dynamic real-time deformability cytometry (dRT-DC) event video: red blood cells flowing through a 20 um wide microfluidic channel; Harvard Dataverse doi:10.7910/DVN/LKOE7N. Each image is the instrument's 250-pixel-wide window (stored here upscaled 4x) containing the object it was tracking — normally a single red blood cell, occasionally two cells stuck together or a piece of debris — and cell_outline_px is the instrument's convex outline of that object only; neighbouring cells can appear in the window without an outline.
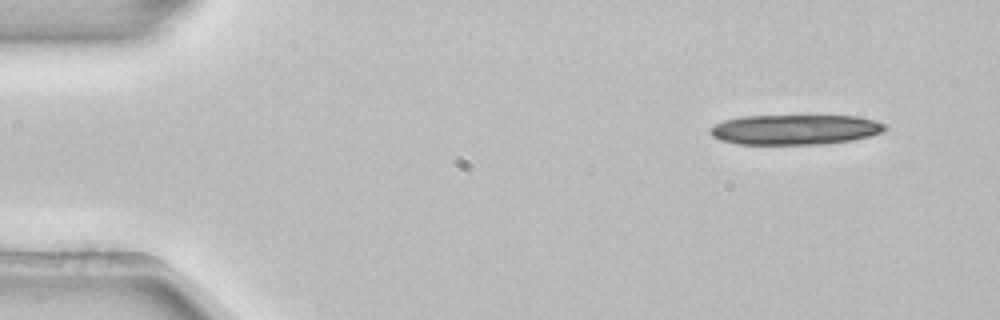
{"species": "common noctule bat (a hibernating species)", "species_latin": "Nyctalus noctula", "temperature_condition": "room temperature", "stored_images_in_passage": 4, "camera_frame_rate_fps": 3000, "um_per_image_px": 0.085, "animal": {"sex": "female", "body_mass_g": 22.7, "forearm_length_mm": 54.2}, "frame": {"image": 1, "passage_image": 1, "time_ms": 0.0, "image_size_px": [1000, 320], "cell_outline_px": [[888, 128], [884, 132], [852, 140], [824, 144], [740, 144], [720, 140], [712, 136], [708, 128], [712, 124], [724, 120], [740, 116], [856, 116], [876, 120], [888, 124]], "centroid_in_image_um": [67.58, 11.01], "position_along_channel_um": 17.4, "area_um2": 30.92}}